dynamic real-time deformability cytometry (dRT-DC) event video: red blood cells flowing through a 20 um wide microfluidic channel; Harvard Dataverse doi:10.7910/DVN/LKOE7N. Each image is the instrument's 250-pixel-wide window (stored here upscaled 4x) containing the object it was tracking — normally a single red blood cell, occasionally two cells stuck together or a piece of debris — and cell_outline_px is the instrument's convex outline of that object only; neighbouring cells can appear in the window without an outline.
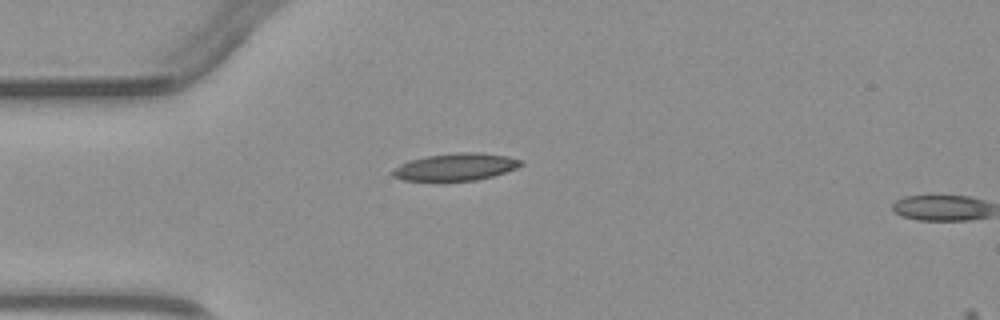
{"species": "common noctule bat (a hibernating species)", "species_latin": "Nyctalus noctula", "temperature_condition": "warm", "stored_images_in_passage": 4, "camera_frame_rate_fps": 3000, "um_per_image_px": 0.085, "animal": {"sex": "male", "body_mass_g": 23.1, "forearm_length_mm": 52.7}, "frame": {"image": 1, "passage_image": 4, "time_ms": 3.333, "image_size_px": [1000, 320], "cell_outline_px": [[524, 164], [516, 168], [492, 176], [476, 180], [444, 184], [436, 184], [404, 180], [392, 176], [388, 172], [400, 164], [412, 160], [428, 156], [460, 152], [476, 152], [508, 156], [524, 160]], "centroid_in_image_um": [38.67, 14.25], "position_along_channel_um": 46.3, "area_um2": 21.33}}